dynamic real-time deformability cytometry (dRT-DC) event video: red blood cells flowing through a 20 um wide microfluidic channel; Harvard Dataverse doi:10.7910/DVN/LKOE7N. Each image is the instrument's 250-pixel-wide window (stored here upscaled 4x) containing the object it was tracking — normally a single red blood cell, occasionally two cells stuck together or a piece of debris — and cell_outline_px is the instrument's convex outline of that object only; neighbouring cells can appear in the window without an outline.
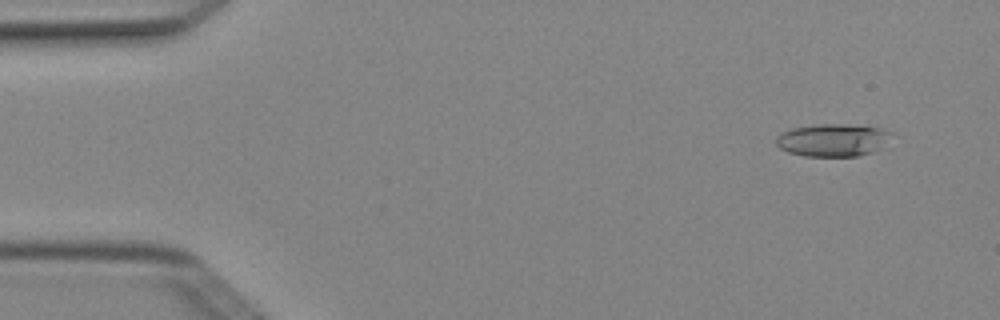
{"species": "Egyptian fruit bat (a non-hibernating species)", "species_latin": "Rousettus aegyptiacus", "temperature_condition": "cold", "stored_images_in_passage": 5, "camera_frame_rate_fps": 3000, "um_per_image_px": 0.085, "animal": {"sex": "female"}, "frame": {"image": 1, "passage_image": 2, "time_ms": 0.333, "image_size_px": [1000, 320], "cell_outline_px": [[896, 132], [880, 148], [872, 152], [860, 156], [804, 156], [788, 152], [780, 148], [776, 144], [776, 136], [792, 128], [820, 124], [848, 124], [880, 128]], "centroid_in_image_um": [70.82, 11.9], "position_along_channel_um": 14.2, "area_um2": 22.02}}
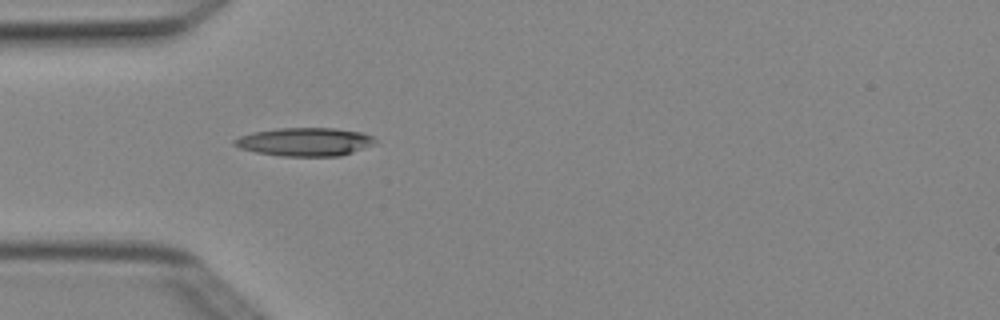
{"frame": {"image": 2, "passage_image": 5, "time_ms": 1.333, "image_size_px": [1000, 320], "cell_outline_px": [[376, 144], [340, 156], [280, 156], [256, 152], [240, 148], [232, 144], [232, 140], [240, 136], [252, 132], [276, 128], [332, 128], [360, 132], [372, 136], [376, 140]], "centroid_in_image_um": [25.89, 12.05], "position_along_channel_um": 59.1, "area_um2": 23.29}}